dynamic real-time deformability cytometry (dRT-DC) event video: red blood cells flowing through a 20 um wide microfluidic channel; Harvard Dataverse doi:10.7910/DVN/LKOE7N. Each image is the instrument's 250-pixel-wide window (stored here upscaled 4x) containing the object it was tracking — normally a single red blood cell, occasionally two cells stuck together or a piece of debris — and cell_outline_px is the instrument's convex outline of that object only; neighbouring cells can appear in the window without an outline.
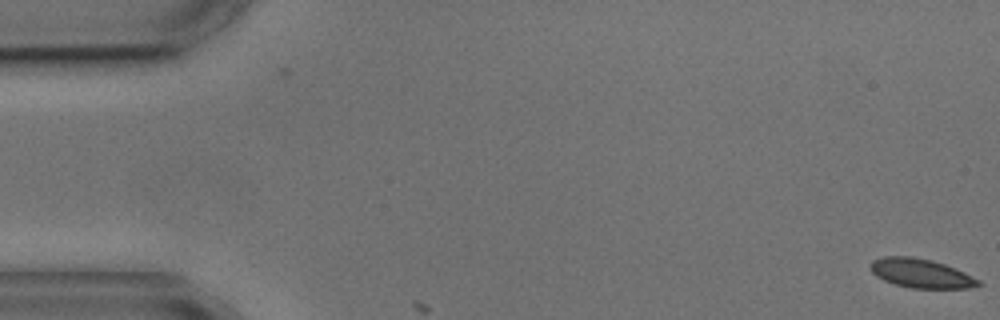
{"species": "common noctule bat (a hibernating species)", "species_latin": "Nyctalus noctula", "temperature_condition": "cold", "stored_images_in_passage": 2, "camera_frame_rate_fps": 3000, "um_per_image_px": 0.085, "animal": {"sex": "male", "body_mass_g": 17.9, "forearm_length_mm": 54.2}, "frame": {"image": 1, "passage_image": 1, "time_ms": 0.0, "image_size_px": [1000, 320], "cell_outline_px": [[984, 284], [968, 288], [912, 288], [896, 284], [884, 280], [876, 276], [868, 268], [868, 264], [872, 260], [884, 256], [912, 256], [932, 260], [944, 264], [964, 272], [980, 280]], "centroid_in_image_um": [78.25, 23.22], "position_along_channel_um": 6.7, "area_um2": 18.38}}